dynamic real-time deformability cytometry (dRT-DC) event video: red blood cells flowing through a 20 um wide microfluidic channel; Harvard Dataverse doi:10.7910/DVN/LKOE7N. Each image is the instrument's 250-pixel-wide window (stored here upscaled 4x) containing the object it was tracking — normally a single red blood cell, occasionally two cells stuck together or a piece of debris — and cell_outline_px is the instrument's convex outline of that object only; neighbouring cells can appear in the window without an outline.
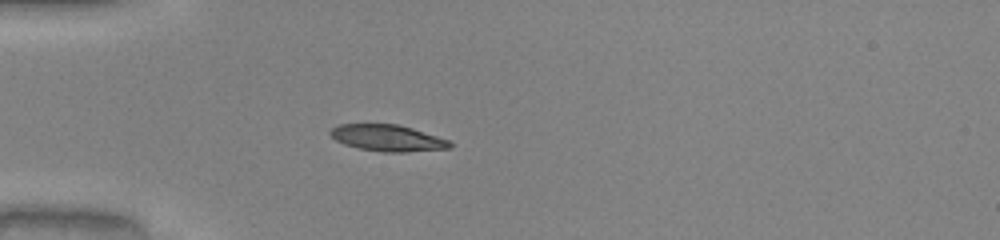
{"species": "common noctule bat (a hibernating species)", "species_latin": "Nyctalus noctula", "temperature_condition": "warm", "stored_images_in_passage": 37, "camera_frame_rate_fps": 3000, "um_per_image_px": 0.085, "animal": {"sex": "male", "body_mass_g": 20.0, "forearm_length_mm": 53.3}, "frame": {"image": 1, "passage_image": 4, "time_ms": 1.0, "image_size_px": [1000, 240], "cell_outline_px": [[452, 148], [404, 152], [384, 152], [360, 148], [344, 144], [336, 140], [328, 132], [332, 128], [340, 124], [396, 124], [412, 128], [448, 140], [452, 144]], "centroid_in_image_um": [32.94, 11.73], "position_along_channel_um": 52.1, "area_um2": 18.21}}
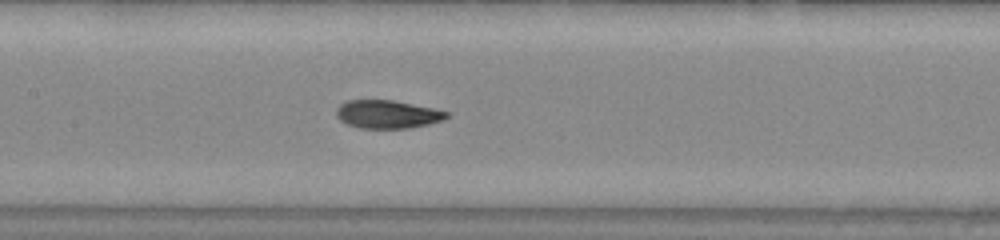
{"frame": {"image": 2, "passage_image": 14, "time_ms": 4.333, "image_size_px": [1000, 240], "cell_outline_px": [[448, 116], [444, 120], [428, 124], [408, 128], [360, 128], [348, 124], [340, 120], [336, 116], [336, 108], [340, 104], [348, 100], [392, 100], [432, 108], [448, 112]], "centroid_in_image_um": [32.91, 9.71], "position_along_channel_um": 174.5, "area_um2": 17.98}}
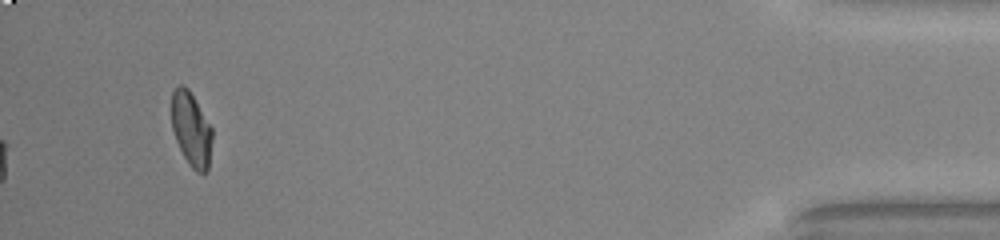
{"frame": {"image": 3, "passage_image": 37, "time_ms": 12.0, "image_size_px": [1000, 240], "cell_outline_px": [[212, 140], [208, 172], [196, 172], [188, 164], [176, 140], [172, 128], [172, 92], [180, 84], [184, 84], [188, 88], [212, 128]], "centroid_in_image_um": [16.26, 11.0], "position_along_channel_um": 418.9, "area_um2": 17.46}, "authors_computed_cell_mechanics": {"area_um2": 18.4382, "velocity_mm_per_s": 4.0899, "shape_relaxation_time_tau1_ms": 6.1398, "shape_relaxation_time_tau2_ms": 0.8879, "deformation_change_tau1": 0.258, "deformation_change_tau2": 0.0465}}